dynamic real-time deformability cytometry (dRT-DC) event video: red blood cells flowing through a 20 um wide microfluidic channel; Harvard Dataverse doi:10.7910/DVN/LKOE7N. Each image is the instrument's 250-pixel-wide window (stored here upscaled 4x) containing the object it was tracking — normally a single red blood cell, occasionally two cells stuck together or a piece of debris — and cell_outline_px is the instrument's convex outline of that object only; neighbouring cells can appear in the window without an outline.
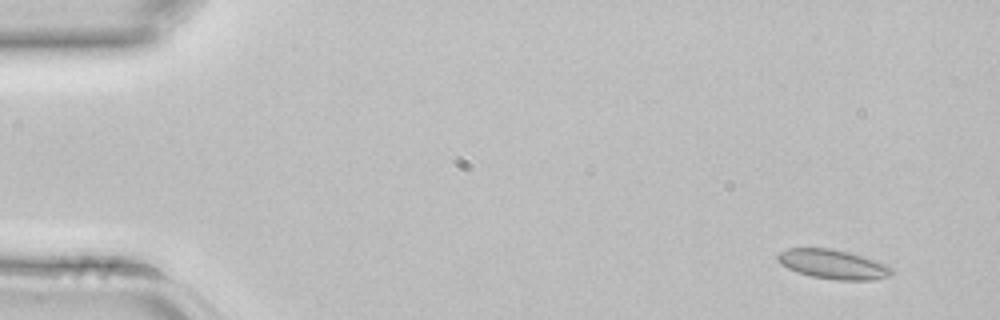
{"species": "common noctule bat (a hibernating species)", "species_latin": "Nyctalus noctula", "temperature_condition": "room temperature", "stored_images_in_passage": 2, "camera_frame_rate_fps": 3000, "um_per_image_px": 0.085, "animal": {"sex": "female", "body_mass_g": 22.7, "forearm_length_mm": 54.2}, "frame": {"image": 1, "passage_image": 1, "time_ms": 0.0, "image_size_px": [1000, 320], "cell_outline_px": [[892, 272], [888, 276], [872, 280], [836, 280], [812, 276], [788, 268], [780, 264], [776, 260], [776, 256], [780, 252], [788, 248], [828, 248], [848, 252], [876, 260], [888, 264], [892, 268]], "centroid_in_image_um": [70.8, 22.46], "position_along_channel_um": 14.2, "area_um2": 19.42}}